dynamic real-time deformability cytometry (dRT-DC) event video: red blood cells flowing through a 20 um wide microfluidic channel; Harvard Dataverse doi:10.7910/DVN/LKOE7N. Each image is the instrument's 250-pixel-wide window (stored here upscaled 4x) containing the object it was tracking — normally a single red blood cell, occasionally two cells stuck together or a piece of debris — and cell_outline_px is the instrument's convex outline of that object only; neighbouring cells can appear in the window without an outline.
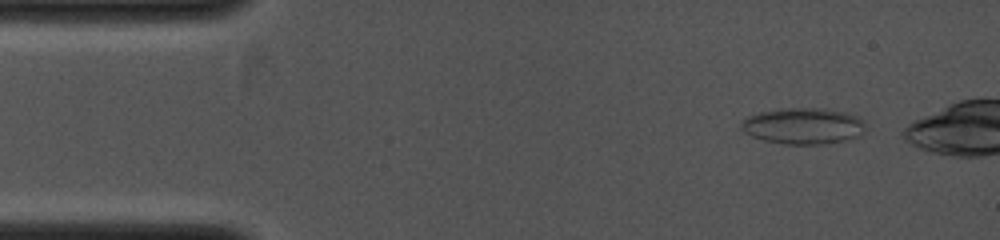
{"species": "common noctule bat (a hibernating species)", "species_latin": "Nyctalus noctula", "temperature_condition": "cold", "stored_images_in_passage": 12, "camera_frame_rate_fps": 4000, "um_per_image_px": 0.085, "animal": {"sex": "female", "body_mass_g": 19.0, "forearm_length_mm": 53.3}, "frame": {"image": 1, "passage_image": 3, "time_ms": 0.75, "image_size_px": [1000, 240], "cell_outline_px": [[864, 132], [860, 136], [844, 140], [820, 144], [784, 144], [764, 140], [752, 136], [744, 132], [740, 128], [740, 124], [748, 116], [760, 112], [780, 108], [824, 108], [844, 112], [856, 116], [864, 120]], "centroid_in_image_um": [68.27, 10.7], "position_along_channel_um": 16.7, "area_um2": 26.24}}
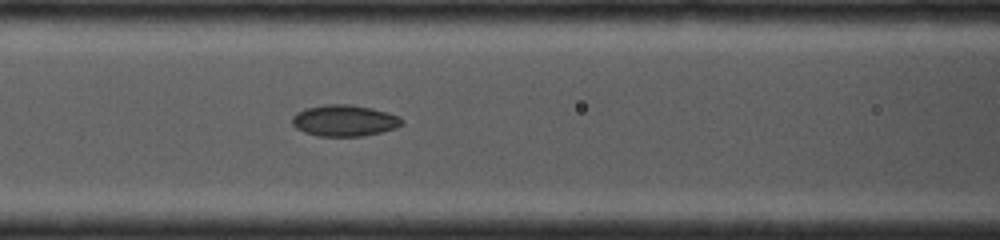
{"frame": {"image": 2, "passage_image": 12, "time_ms": 4.5, "image_size_px": [1000, 240], "cell_outline_px": [[404, 124], [396, 128], [380, 132], [360, 136], [320, 136], [304, 132], [296, 128], [292, 124], [292, 116], [296, 112], [304, 108], [324, 104], [352, 104], [372, 108], [388, 112], [400, 116], [404, 120]], "centroid_in_image_um": [29.28, 10.23], "position_along_channel_um": 137.3, "area_um2": 20.29}}